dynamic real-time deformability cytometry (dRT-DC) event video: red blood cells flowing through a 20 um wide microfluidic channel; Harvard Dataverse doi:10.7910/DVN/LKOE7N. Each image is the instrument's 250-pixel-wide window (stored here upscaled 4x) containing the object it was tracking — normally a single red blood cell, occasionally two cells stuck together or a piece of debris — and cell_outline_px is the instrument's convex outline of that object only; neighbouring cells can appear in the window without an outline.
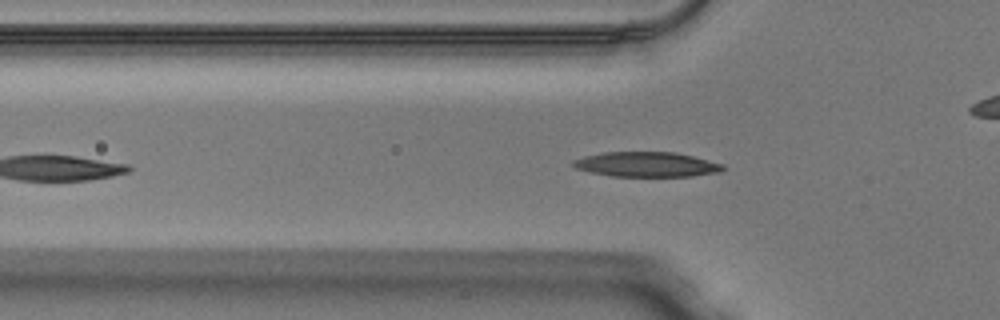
{"species": "Egyptian fruit bat (a non-hibernating species)", "species_latin": "Rousettus aegyptiacus", "temperature_condition": "warm", "stored_images_in_passage": 39, "camera_frame_rate_fps": 3000, "um_per_image_px": 0.085, "animal": {"sex": "male"}, "frame": {"image": 1, "passage_image": 8, "time_ms": 2.333, "image_size_px": [1000, 320], "cell_outline_px": [[724, 168], [720, 172], [692, 176], [612, 176], [592, 172], [576, 168], [572, 164], [572, 160], [584, 156], [604, 152], [676, 152], [724, 164]], "centroid_in_image_um": [54.97, 13.97], "position_along_channel_um": 70.8, "area_um2": 21.62}}
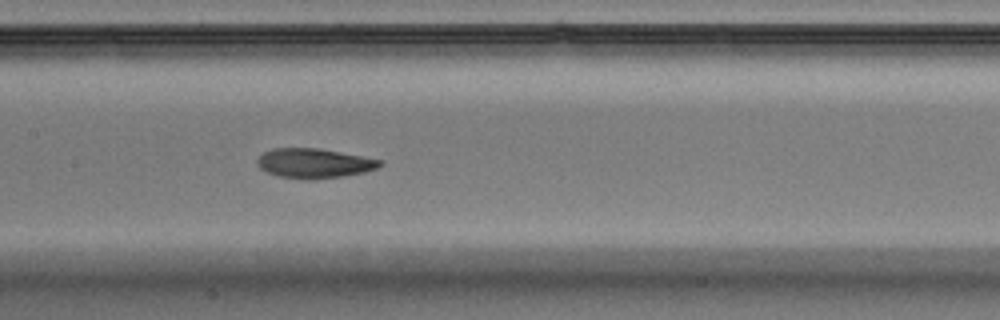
{"frame": {"image": 2, "passage_image": 16, "time_ms": 5.0, "image_size_px": [1000, 320], "cell_outline_px": [[384, 164], [376, 168], [364, 172], [344, 176], [312, 180], [308, 180], [280, 176], [268, 172], [260, 168], [256, 164], [256, 160], [264, 152], [272, 148], [320, 148], [380, 160]], "centroid_in_image_um": [26.68, 13.88], "position_along_channel_um": 180.7, "area_um2": 21.1}}
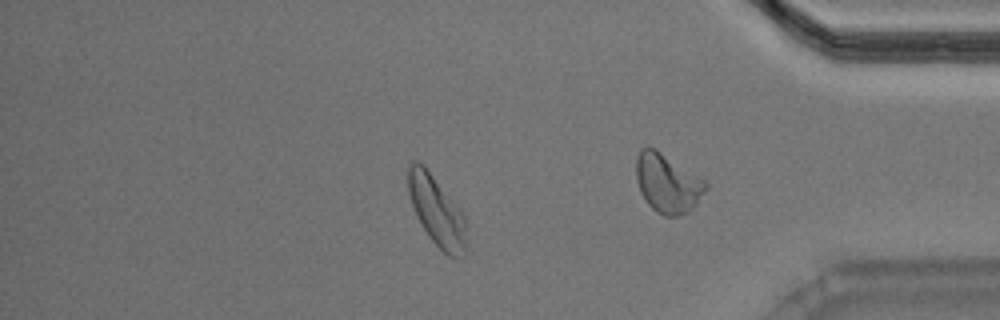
{"frame": {"image": 3, "passage_image": 31, "time_ms": 10.0, "image_size_px": [1000, 320], "cell_outline_px": [[468, 248], [464, 256], [456, 260], [448, 256], [428, 236], [416, 216], [408, 192], [408, 164], [412, 160], [416, 160], [424, 164], [460, 208], [468, 220]], "centroid_in_image_um": [37.19, 17.98], "position_along_channel_um": 398.0, "area_um2": 24.62}, "authors_computed_cell_mechanics": {"area_um2": 21.5016, "velocity_mm_per_s": 4.0739, "shape_relaxation_time_tau1_ms": 4.7609, "shape_relaxation_time_tau2_ms": 2.2314, "deformation_change_tau1": 0.16, "deformation_change_tau2": 0.0884}}